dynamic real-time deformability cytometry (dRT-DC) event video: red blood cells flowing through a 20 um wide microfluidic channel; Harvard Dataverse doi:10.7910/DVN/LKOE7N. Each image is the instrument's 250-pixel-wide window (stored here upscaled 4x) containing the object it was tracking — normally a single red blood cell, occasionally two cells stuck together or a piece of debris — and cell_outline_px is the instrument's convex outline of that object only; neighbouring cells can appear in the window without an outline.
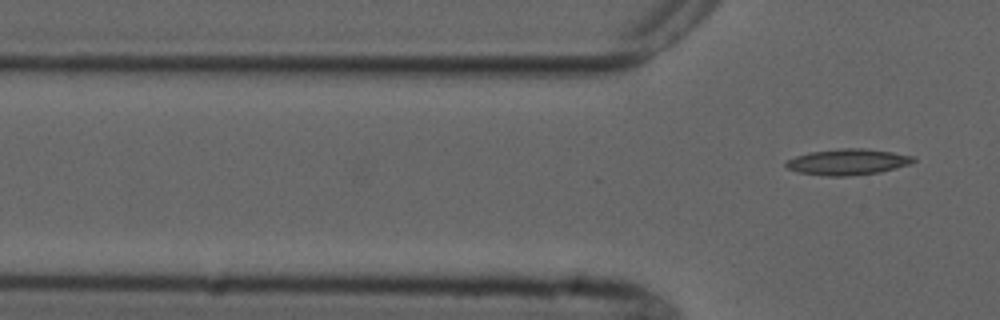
{"species": "common noctule bat (a hibernating species)", "species_latin": "Nyctalus noctula", "temperature_condition": "cold", "stored_images_in_passage": 4, "camera_frame_rate_fps": 3000, "um_per_image_px": 0.085, "animal": {"sex": "male", "forearm_length_mm": 52.5}, "frame": {"image": 1, "passage_image": 4, "time_ms": 4.667, "image_size_px": [1000, 320], "cell_outline_px": [[916, 160], [912, 164], [880, 172], [848, 176], [824, 176], [796, 172], [788, 168], [784, 164], [788, 160], [796, 156], [808, 152], [840, 148], [864, 148], [892, 152], [912, 156]], "centroid_in_image_um": [72.05, 13.76], "position_along_channel_um": 53.8, "area_um2": 19.42}}